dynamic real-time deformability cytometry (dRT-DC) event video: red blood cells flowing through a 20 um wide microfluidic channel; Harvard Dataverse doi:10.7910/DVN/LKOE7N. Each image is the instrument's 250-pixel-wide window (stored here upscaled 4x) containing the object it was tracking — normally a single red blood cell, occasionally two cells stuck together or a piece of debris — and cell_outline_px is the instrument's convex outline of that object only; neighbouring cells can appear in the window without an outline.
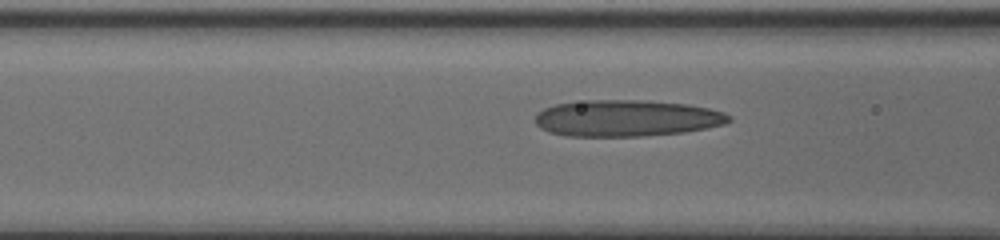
{"species": "human", "species_latin": "Homo sapiens", "temperature_condition": "cold", "stored_images_in_passage": 45, "camera_frame_rate_fps": 3000, "um_per_image_px": 0.085, "donor": {"sex": "male"}, "frame": {"image": 1, "passage_image": 19, "time_ms": 6.0, "image_size_px": [1000, 240], "cell_outline_px": [[732, 120], [724, 124], [684, 132], [644, 136], [568, 136], [548, 132], [540, 128], [536, 124], [536, 112], [544, 108], [556, 104], [588, 100], [644, 100], [688, 104], [708, 108], [724, 112], [732, 116]], "centroid_in_image_um": [53.26, 10.04], "position_along_channel_um": 113.3, "area_um2": 41.33}}
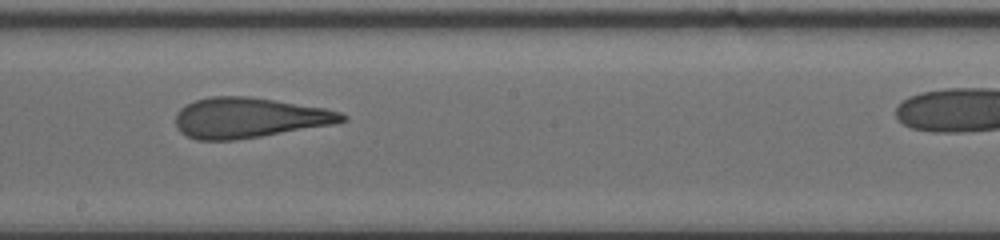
{"frame": {"image": 2, "passage_image": 28, "time_ms": 9.0, "image_size_px": [1000, 240], "cell_outline_px": [[348, 120], [332, 124], [260, 136], [232, 140], [196, 140], [180, 132], [176, 128], [176, 112], [180, 108], [196, 100], [212, 96], [248, 96], [324, 108], [340, 112], [348, 116]], "centroid_in_image_um": [21.14, 10.01], "position_along_channel_um": 227.1, "area_um2": 38.73}}
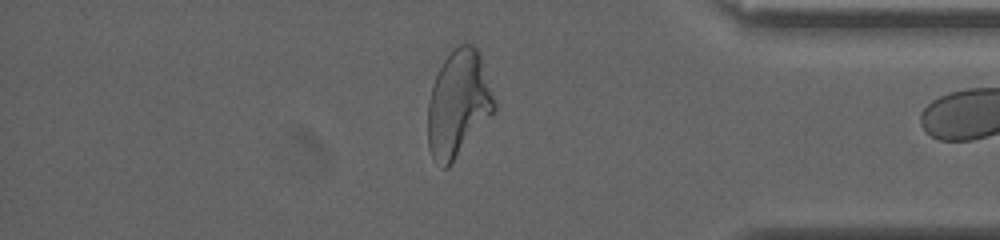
{"frame": {"image": 3, "passage_image": 43, "time_ms": 14.0, "image_size_px": [1000, 240], "cell_outline_px": [[496, 108], [452, 164], [448, 168], [440, 168], [432, 156], [428, 148], [428, 100], [432, 84], [444, 60], [460, 44], [472, 44], [480, 52], [496, 104]], "centroid_in_image_um": [38.94, 8.85], "position_along_channel_um": 396.3, "area_um2": 40.98}, "authors_computed_cell_mechanics": {"area_um2": 40.8068, "velocity_mm_per_s": 3.7826, "shape_relaxation_time_tau1_ms": null, "shape_relaxation_time_tau2_ms": 1.6171, "deformation_change_tau1": null, "deformation_change_tau2": 0.1165}}